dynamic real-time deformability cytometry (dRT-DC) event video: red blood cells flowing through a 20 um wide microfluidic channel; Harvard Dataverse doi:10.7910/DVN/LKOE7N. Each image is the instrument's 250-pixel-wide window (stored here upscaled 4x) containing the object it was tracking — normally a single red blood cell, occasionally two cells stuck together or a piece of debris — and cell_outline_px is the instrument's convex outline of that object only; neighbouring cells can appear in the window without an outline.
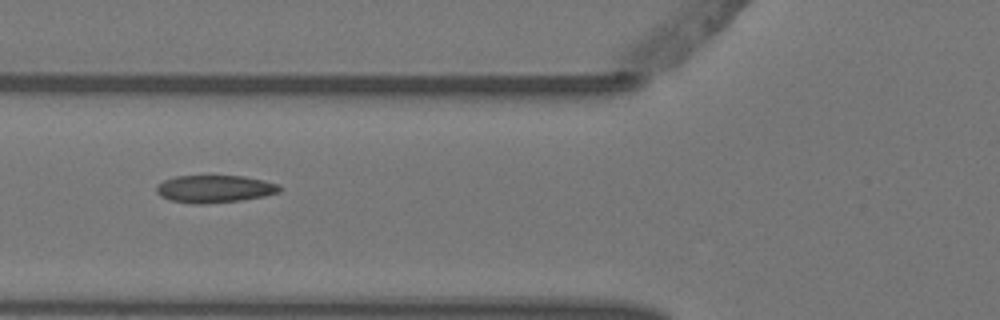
{"species": "Egyptian fruit bat (a non-hibernating species)", "species_latin": "Rousettus aegyptiacus", "temperature_condition": "warm", "stored_images_in_passage": 3, "camera_frame_rate_fps": 3000, "um_per_image_px": 0.085, "animal": {"sex": "female"}, "frame": {"image": 1, "passage_image": 2, "time_ms": 0.333, "image_size_px": [1000, 320], "cell_outline_px": [[284, 188], [280, 192], [264, 196], [240, 200], [204, 204], [200, 204], [172, 200], [160, 196], [156, 192], [156, 184], [164, 180], [176, 176], [244, 176], [264, 180], [280, 184]], "centroid_in_image_um": [18.28, 16.04], "position_along_channel_um": 107.5, "area_um2": 19.77}}
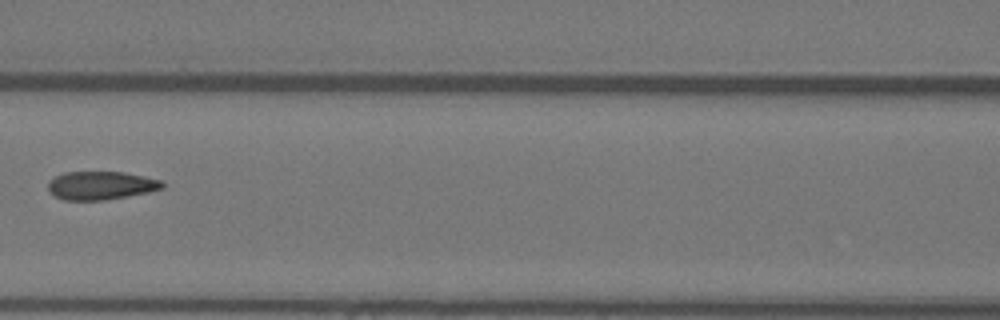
{"frame": {"image": 2, "passage_image": 3, "time_ms": 0.667, "image_size_px": [1000, 320], "cell_outline_px": [[164, 188], [148, 192], [104, 200], [64, 200], [56, 196], [48, 188], [48, 184], [56, 176], [64, 172], [124, 172], [144, 176], [160, 180], [164, 184]], "centroid_in_image_um": [8.6, 15.76], "position_along_channel_um": 158.0, "area_um2": 18.61}}